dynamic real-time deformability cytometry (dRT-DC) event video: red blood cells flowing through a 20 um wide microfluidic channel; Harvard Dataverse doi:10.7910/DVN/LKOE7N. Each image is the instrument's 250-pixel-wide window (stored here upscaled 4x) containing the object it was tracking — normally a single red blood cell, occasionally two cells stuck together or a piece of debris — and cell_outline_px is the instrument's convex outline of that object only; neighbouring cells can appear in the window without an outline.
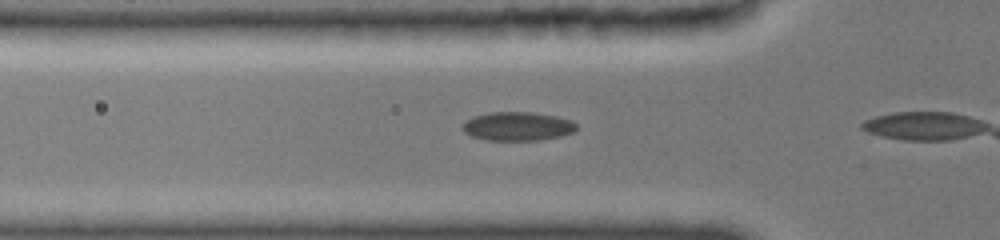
{"species": "common noctule bat (a hibernating species)", "species_latin": "Nyctalus noctula", "temperature_condition": "cold", "stored_images_in_passage": 21, "camera_frame_rate_fps": 3000, "um_per_image_px": 0.085, "animal": {"sex": "female", "body_mass_g": 19.0, "forearm_length_mm": 51.5}, "frame": {"image": 1, "passage_image": 19, "time_ms": 2.333, "image_size_px": [1000, 240], "cell_outline_px": [[576, 128], [572, 132], [556, 136], [536, 140], [488, 140], [472, 136], [464, 132], [464, 124], [468, 120], [476, 116], [488, 112], [528, 112], [552, 116], [568, 120], [576, 124]], "centroid_in_image_um": [43.95, 10.73], "position_along_channel_um": 81.9, "area_um2": 18.38}}